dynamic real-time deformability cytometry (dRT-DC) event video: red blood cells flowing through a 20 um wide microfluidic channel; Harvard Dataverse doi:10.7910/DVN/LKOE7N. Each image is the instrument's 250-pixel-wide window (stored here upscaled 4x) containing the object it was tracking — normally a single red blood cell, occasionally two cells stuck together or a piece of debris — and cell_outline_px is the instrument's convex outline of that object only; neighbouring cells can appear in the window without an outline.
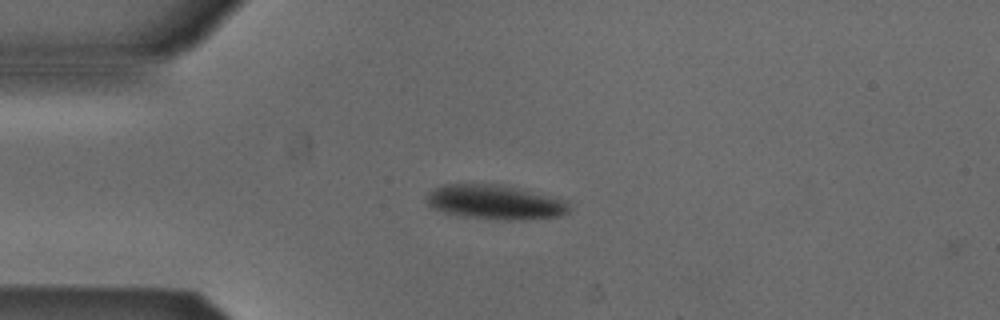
{"species": "Egyptian fruit bat (a non-hibernating species)", "species_latin": "Rousettus aegyptiacus", "temperature_condition": "cold", "stored_images_in_passage": 36, "camera_frame_rate_fps": 3000, "um_per_image_px": 0.085, "animal": {"sex": "male"}, "frame": {"image": 1, "passage_image": 1, "time_ms": 0.0, "image_size_px": [1000, 320], "cell_outline_px": [[568, 212], [560, 216], [524, 220], [504, 220], [460, 216], [444, 212], [432, 208], [424, 200], [424, 196], [436, 188], [444, 184], [500, 184], [568, 200]], "centroid_in_image_um": [42.06, 17.19], "position_along_channel_um": 42.9, "area_um2": 28.73}}
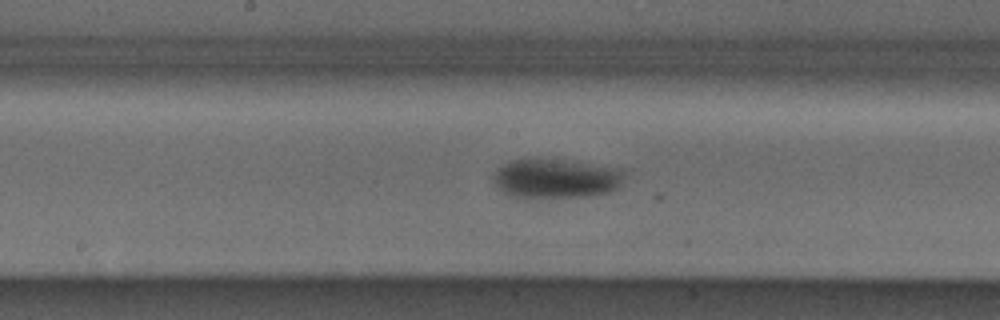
{"frame": {"image": 2, "passage_image": 15, "time_ms": 4.667, "image_size_px": [1000, 320], "cell_outline_px": [[628, 172], [620, 184], [616, 188], [608, 192], [592, 196], [508, 196], [492, 180], [492, 176], [504, 164], [512, 160], [560, 160], [620, 168]], "centroid_in_image_um": [47.31, 15.17], "position_along_channel_um": 200.9, "area_um2": 29.25}}
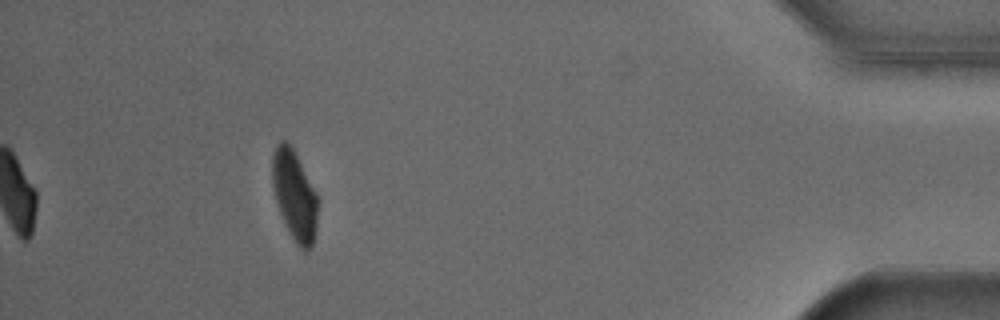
{"frame": {"image": 3, "passage_image": 36, "time_ms": 11.667, "image_size_px": [1000, 320], "cell_outline_px": [[320, 204], [316, 228], [312, 248], [308, 252], [304, 252], [296, 244], [288, 232], [284, 224], [276, 200], [272, 184], [272, 152], [276, 144], [280, 140], [284, 140], [292, 148], [316, 192], [320, 200]], "centroid_in_image_um": [25.06, 16.67], "position_along_channel_um": 410.1, "area_um2": 24.22}}